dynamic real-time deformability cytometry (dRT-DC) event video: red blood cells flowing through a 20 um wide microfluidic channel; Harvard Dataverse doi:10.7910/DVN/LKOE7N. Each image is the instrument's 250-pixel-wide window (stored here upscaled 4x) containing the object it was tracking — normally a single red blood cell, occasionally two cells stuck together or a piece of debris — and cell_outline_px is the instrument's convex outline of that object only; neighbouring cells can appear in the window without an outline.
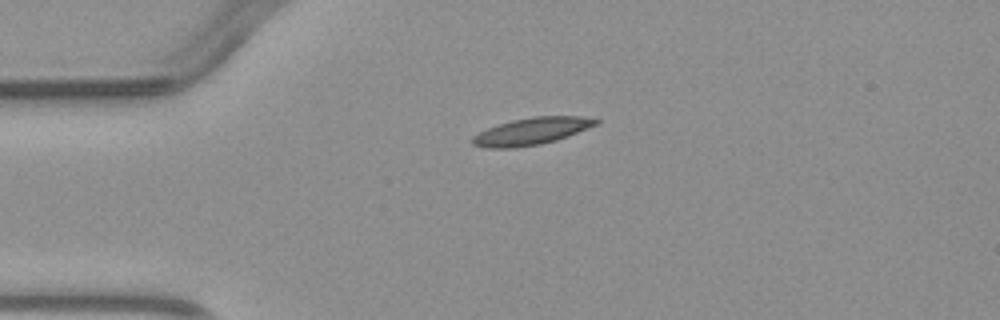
{"species": "common noctule bat (a hibernating species)", "species_latin": "Nyctalus noctula", "temperature_condition": "warm", "stored_images_in_passage": 3, "camera_frame_rate_fps": 3000, "um_per_image_px": 0.085, "animal": {"sex": "male", "body_mass_g": 23.1, "forearm_length_mm": 52.7}, "frame": {"image": 1, "passage_image": 1, "time_ms": 0.0, "image_size_px": [1000, 320], "cell_outline_px": [[600, 124], [556, 140], [540, 144], [512, 148], [488, 148], [472, 144], [472, 136], [488, 128], [512, 120], [532, 116], [580, 116], [600, 120]], "centroid_in_image_um": [45.21, 11.15], "position_along_channel_um": 39.8, "area_um2": 19.36}}